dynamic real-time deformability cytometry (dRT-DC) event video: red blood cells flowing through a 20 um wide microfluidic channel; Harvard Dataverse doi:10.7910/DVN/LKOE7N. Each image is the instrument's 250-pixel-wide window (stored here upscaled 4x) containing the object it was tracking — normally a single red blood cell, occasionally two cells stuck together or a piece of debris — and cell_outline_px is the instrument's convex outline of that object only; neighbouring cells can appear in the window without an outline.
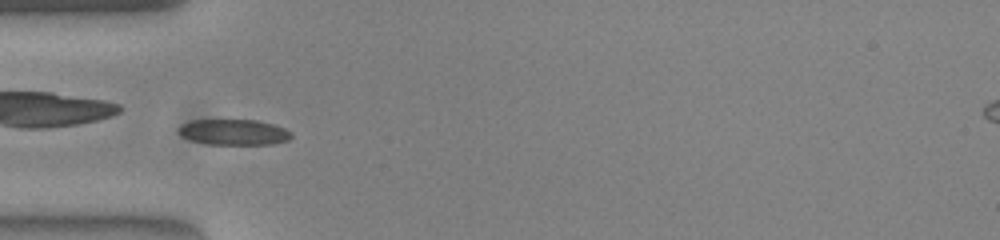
{"species": "common noctule bat (a hibernating species)", "species_latin": "Nyctalus noctula", "temperature_condition": "warm", "stored_images_in_passage": 51, "camera_frame_rate_fps": 3000, "um_per_image_px": 0.085, "animal": {"sex": "female", "body_mass_g": 23.0, "forearm_length_mm": 53.4}, "frame": {"image": 1, "passage_image": 15, "time_ms": 4.667, "image_size_px": [1000, 240], "cell_outline_px": [[292, 136], [288, 140], [272, 144], [208, 144], [192, 140], [184, 136], [180, 132], [180, 124], [192, 120], [256, 120], [272, 124], [284, 128], [292, 132]], "centroid_in_image_um": [19.91, 11.23], "position_along_channel_um": 65.1, "area_um2": 16.65}}
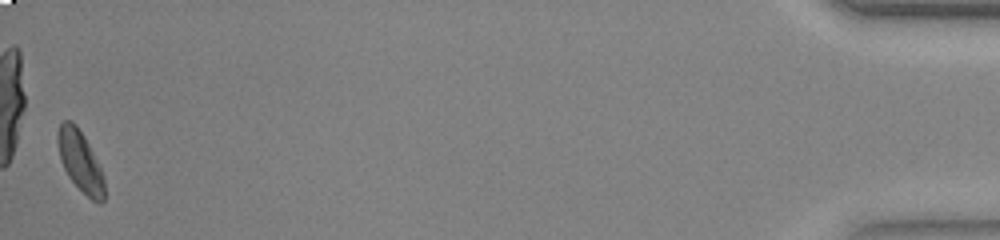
{"frame": {"image": 2, "passage_image": 51, "time_ms": 16.667, "image_size_px": [1000, 240], "cell_outline_px": [[104, 200], [100, 204], [92, 200], [68, 176], [60, 160], [56, 140], [56, 132], [60, 124], [64, 120], [72, 120], [76, 124], [84, 136], [104, 176]], "centroid_in_image_um": [6.79, 13.67], "position_along_channel_um": 428.4, "area_um2": 16.42}}